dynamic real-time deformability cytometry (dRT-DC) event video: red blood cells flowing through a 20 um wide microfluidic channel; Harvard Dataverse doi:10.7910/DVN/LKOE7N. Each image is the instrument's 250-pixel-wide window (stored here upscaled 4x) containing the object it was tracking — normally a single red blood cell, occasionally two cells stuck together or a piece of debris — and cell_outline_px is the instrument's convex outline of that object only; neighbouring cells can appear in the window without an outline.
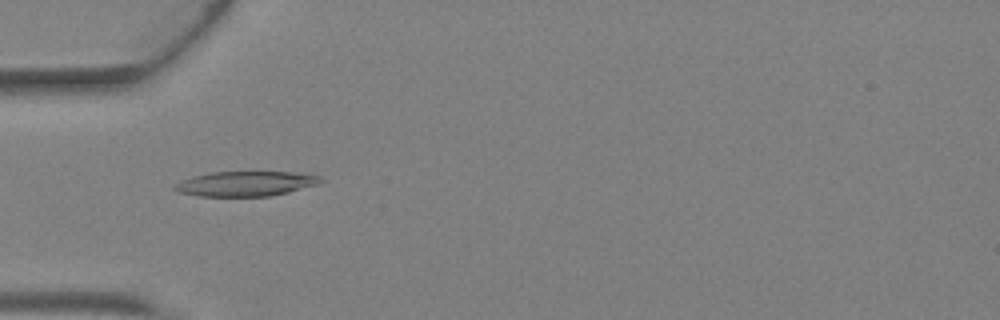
{"species": "Egyptian fruit bat (a non-hibernating species)", "species_latin": "Rousettus aegyptiacus", "temperature_condition": "warm", "stored_images_in_passage": 2, "camera_frame_rate_fps": 3000, "um_per_image_px": 0.085, "animal": {"sex": "female"}, "frame": {"image": 1, "passage_image": 2, "time_ms": 0.333, "image_size_px": [1000, 320], "cell_outline_px": [[324, 180], [316, 184], [288, 192], [268, 196], [200, 196], [176, 192], [172, 188], [180, 180], [192, 176], [212, 172], [292, 172], [320, 176]], "centroid_in_image_um": [20.82, 15.61], "position_along_channel_um": 64.2, "area_um2": 21.04}}